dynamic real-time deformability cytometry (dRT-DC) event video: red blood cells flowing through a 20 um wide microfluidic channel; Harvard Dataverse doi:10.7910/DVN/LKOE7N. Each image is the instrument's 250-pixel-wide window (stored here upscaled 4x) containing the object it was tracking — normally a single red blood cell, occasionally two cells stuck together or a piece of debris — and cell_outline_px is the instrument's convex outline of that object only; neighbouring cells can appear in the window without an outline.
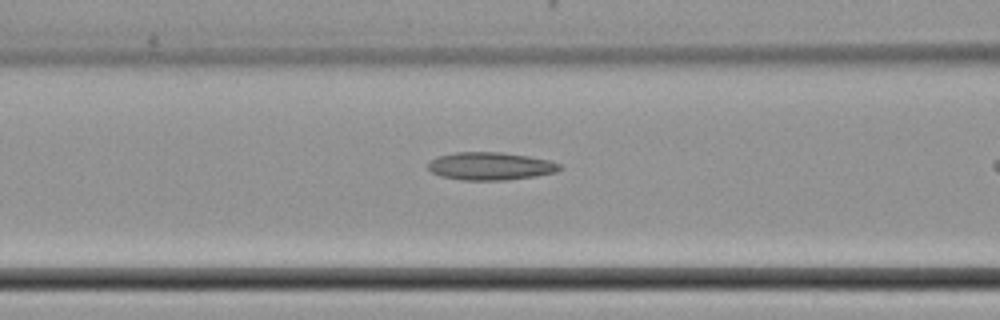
{"species": "common noctule bat (a hibernating species)", "species_latin": "Nyctalus noctula", "temperature_condition": "cold", "stored_images_in_passage": 15, "camera_frame_rate_fps": 3000, "um_per_image_px": 0.085, "animal": {"sex": "female", "body_mass_g": 22.7, "forearm_length_mm": 54.2}, "frame": {"image": 1, "passage_image": 13, "time_ms": 4.0, "image_size_px": [1000, 320], "cell_outline_px": [[564, 168], [556, 172], [536, 176], [508, 180], [460, 180], [440, 176], [432, 172], [428, 168], [428, 164], [436, 156], [456, 152], [504, 152], [528, 156], [548, 160], [560, 164]], "centroid_in_image_um": [41.7, 14.12], "position_along_channel_um": 124.9, "area_um2": 21.5}}